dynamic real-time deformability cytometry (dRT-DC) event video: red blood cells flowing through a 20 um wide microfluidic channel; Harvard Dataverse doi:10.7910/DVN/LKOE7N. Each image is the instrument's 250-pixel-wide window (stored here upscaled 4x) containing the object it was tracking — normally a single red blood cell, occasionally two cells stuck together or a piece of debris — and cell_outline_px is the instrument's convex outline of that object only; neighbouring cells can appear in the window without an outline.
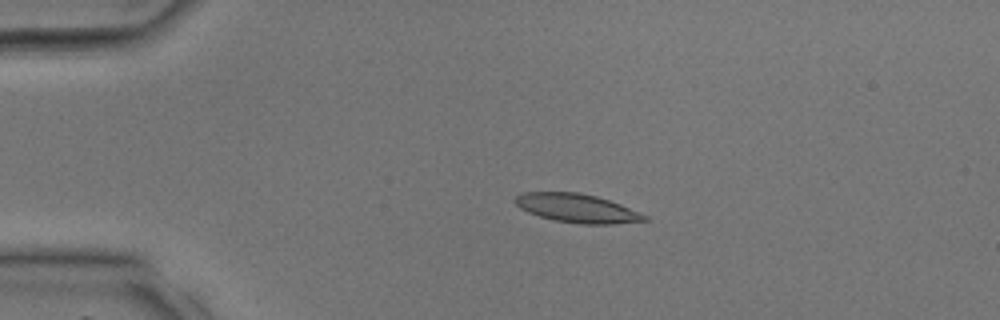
{"species": "common noctule bat (a hibernating species)", "species_latin": "Nyctalus noctula", "temperature_condition": "room temperature", "stored_images_in_passage": 38, "camera_frame_rate_fps": 3000, "um_per_image_px": 0.085, "animal": {"sex": "male", "body_mass_g": 17.9, "forearm_length_mm": 54.2}, "frame": {"image": 1, "passage_image": 8, "time_ms": 2.333, "image_size_px": [1000, 320], "cell_outline_px": [[648, 220], [612, 224], [580, 224], [556, 220], [540, 216], [528, 212], [520, 208], [512, 200], [516, 196], [524, 192], [580, 192], [596, 196], [620, 204], [640, 212], [648, 216]], "centroid_in_image_um": [49.04, 17.69], "position_along_channel_um": 36.0, "area_um2": 21.56}}
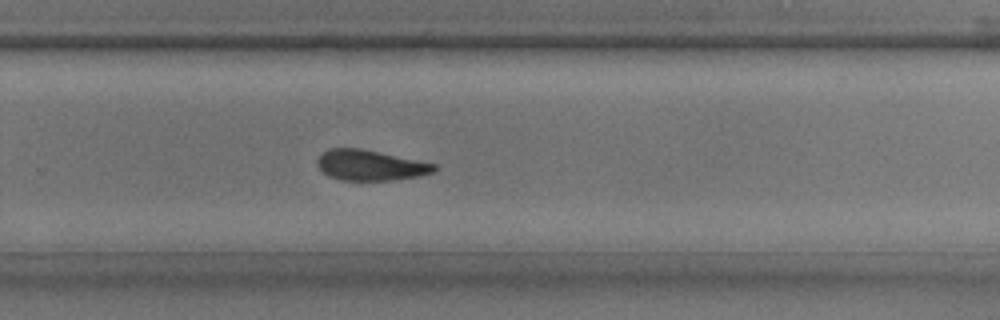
{"frame": {"image": 2, "passage_image": 25, "time_ms": 8.0, "image_size_px": [1000, 320], "cell_outline_px": [[436, 172], [420, 176], [392, 180], [340, 180], [328, 176], [316, 164], [316, 160], [328, 148], [360, 148], [436, 164]], "centroid_in_image_um": [31.47, 14.05], "position_along_channel_um": 298.3, "area_um2": 20.69}}
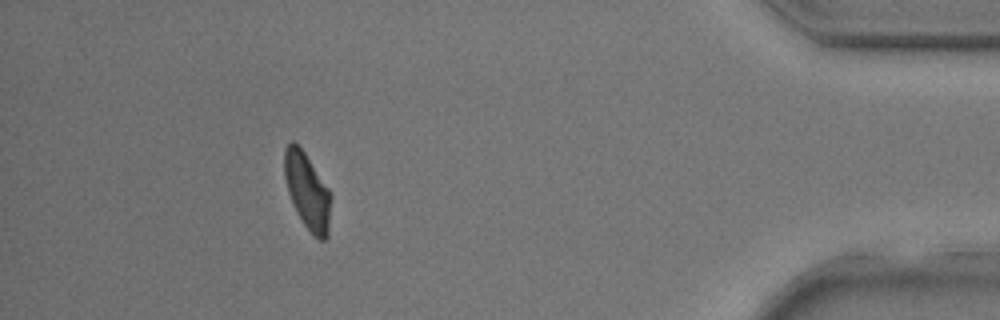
{"frame": {"image": 3, "passage_image": 34, "time_ms": 11.0, "image_size_px": [1000, 320], "cell_outline_px": [[332, 196], [328, 236], [324, 240], [320, 240], [304, 224], [296, 212], [288, 192], [284, 176], [284, 148], [292, 140], [304, 152], [328, 188]], "centroid_in_image_um": [26.12, 16.25], "position_along_channel_um": 409.1, "area_um2": 20.46}}